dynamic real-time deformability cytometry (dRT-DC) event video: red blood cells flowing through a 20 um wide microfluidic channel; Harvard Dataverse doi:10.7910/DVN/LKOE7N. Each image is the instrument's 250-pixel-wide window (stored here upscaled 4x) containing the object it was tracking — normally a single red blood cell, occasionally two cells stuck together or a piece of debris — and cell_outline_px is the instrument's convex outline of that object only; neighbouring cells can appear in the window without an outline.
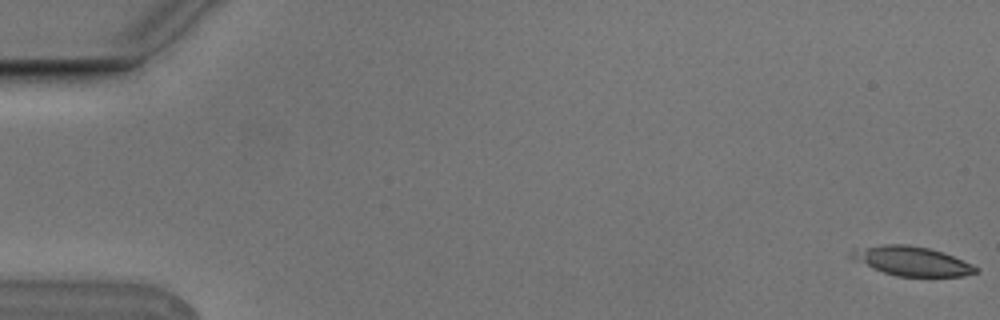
{"species": "Egyptian fruit bat (a non-hibernating species)", "species_latin": "Rousettus aegyptiacus", "temperature_condition": "cold", "stored_images_in_passage": 6, "camera_frame_rate_fps": 3000, "um_per_image_px": 0.085, "animal": {"sex": "male"}, "frame": {"image": 1, "passage_image": 1, "time_ms": 0.0, "image_size_px": [1000, 320], "cell_outline_px": [[980, 272], [964, 276], [896, 276], [872, 268], [852, 260], [848, 256], [852, 252], [884, 244], [908, 244], [928, 248], [944, 252], [972, 264], [980, 268]], "centroid_in_image_um": [77.58, 22.21], "position_along_channel_um": 7.4, "area_um2": 21.04}}
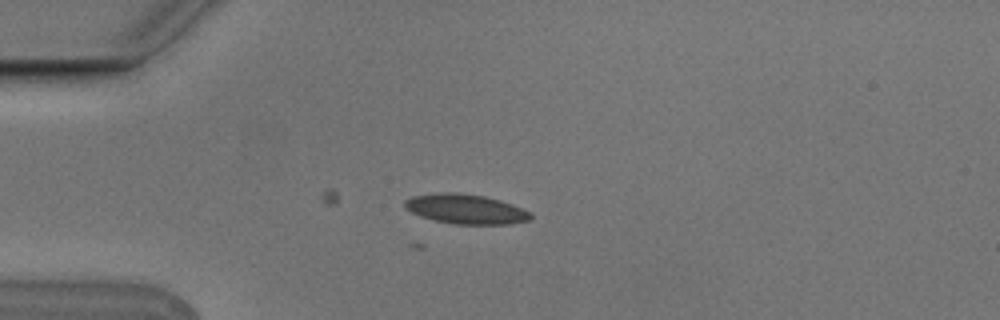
{"frame": {"image": 2, "passage_image": 5, "time_ms": 1.333, "image_size_px": [1000, 320], "cell_outline_px": [[532, 220], [512, 224], [452, 224], [420, 216], [404, 208], [404, 200], [412, 196], [440, 192], [456, 192], [484, 196], [500, 200], [512, 204], [532, 212]], "centroid_in_image_um": [39.61, 17.77], "position_along_channel_um": 45.4, "area_um2": 21.96}}